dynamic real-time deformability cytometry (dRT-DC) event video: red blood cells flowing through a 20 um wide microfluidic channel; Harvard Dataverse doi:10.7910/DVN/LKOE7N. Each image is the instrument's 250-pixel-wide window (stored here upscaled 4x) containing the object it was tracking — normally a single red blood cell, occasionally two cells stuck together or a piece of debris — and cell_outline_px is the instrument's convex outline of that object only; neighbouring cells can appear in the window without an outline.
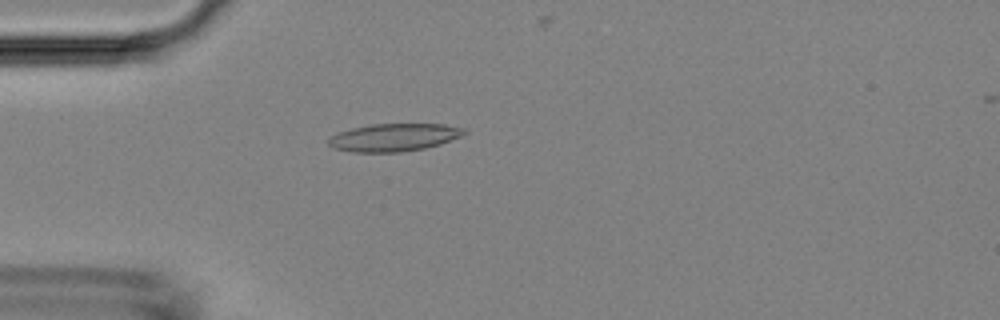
{"species": "Egyptian fruit bat (a non-hibernating species)", "species_latin": "Rousettus aegyptiacus", "temperature_condition": "room temperature", "stored_images_in_passage": 4, "camera_frame_rate_fps": 3000, "um_per_image_px": 0.085, "animal": {"sex": "female"}, "frame": {"image": 1, "passage_image": 4, "time_ms": 3.333, "image_size_px": [1000, 320], "cell_outline_px": [[468, 132], [460, 136], [440, 144], [424, 148], [400, 152], [352, 152], [332, 148], [328, 144], [328, 140], [332, 136], [340, 132], [352, 128], [372, 124], [444, 124], [464, 128]], "centroid_in_image_um": [33.48, 11.68], "position_along_channel_um": 51.5, "area_um2": 21.79}}